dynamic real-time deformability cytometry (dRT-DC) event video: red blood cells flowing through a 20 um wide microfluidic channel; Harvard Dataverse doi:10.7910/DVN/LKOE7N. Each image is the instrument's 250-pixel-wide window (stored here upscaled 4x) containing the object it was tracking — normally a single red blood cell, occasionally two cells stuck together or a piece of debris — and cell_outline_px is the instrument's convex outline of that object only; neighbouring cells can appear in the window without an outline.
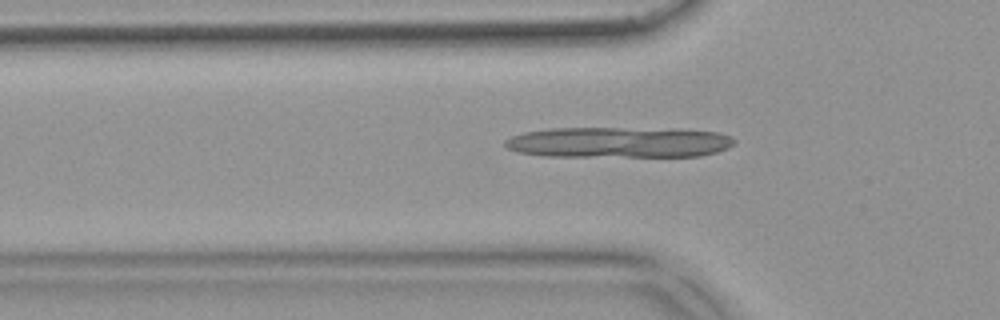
{"species": "common noctule bat (a hibernating species)", "species_latin": "Nyctalus noctula", "temperature_condition": "warm", "stored_images_in_passage": 33, "camera_frame_rate_fps": 3000, "um_per_image_px": 0.085, "animal": {"sex": "female", "body_mass_g": 18.4}, "frame": {"image": 1, "passage_image": 2, "time_ms": 0.333, "image_size_px": [1000, 320], "cell_outline_px": [[736, 140], [728, 148], [716, 152], [700, 156], [544, 156], [516, 152], [508, 148], [504, 144], [504, 140], [512, 136], [524, 132], [552, 128], [676, 128], [716, 132], [732, 136]], "centroid_in_image_um": [52.61, 12.09], "position_along_channel_um": 73.2, "area_um2": 41.38}}
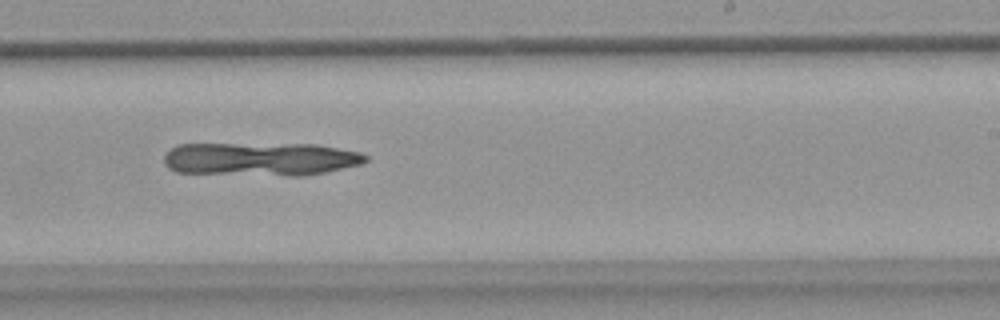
{"frame": {"image": 2, "passage_image": 17, "time_ms": 5.333, "image_size_px": [1000, 320], "cell_outline_px": [[368, 160], [360, 164], [324, 172], [304, 176], [288, 176], [176, 172], [168, 168], [164, 164], [164, 156], [172, 148], [180, 144], [316, 144], [360, 152], [368, 156]], "centroid_in_image_um": [22.15, 13.52], "position_along_channel_um": 266.9, "area_um2": 39.3}}
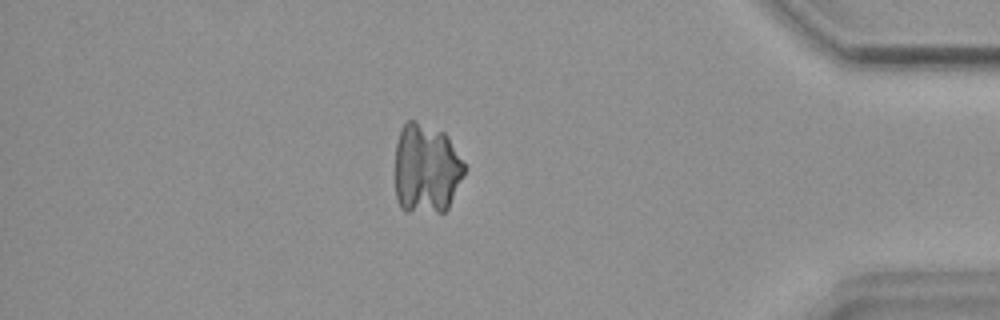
{"frame": {"image": 3, "passage_image": 30, "time_ms": 9.667, "image_size_px": [1000, 320], "cell_outline_px": [[464, 176], [448, 208], [444, 212], [404, 212], [400, 208], [396, 200], [396, 144], [400, 128], [408, 120], [416, 120], [444, 132], [448, 136], [464, 164]], "centroid_in_image_um": [36.22, 14.35], "position_along_channel_um": 399.0, "area_um2": 36.76}}